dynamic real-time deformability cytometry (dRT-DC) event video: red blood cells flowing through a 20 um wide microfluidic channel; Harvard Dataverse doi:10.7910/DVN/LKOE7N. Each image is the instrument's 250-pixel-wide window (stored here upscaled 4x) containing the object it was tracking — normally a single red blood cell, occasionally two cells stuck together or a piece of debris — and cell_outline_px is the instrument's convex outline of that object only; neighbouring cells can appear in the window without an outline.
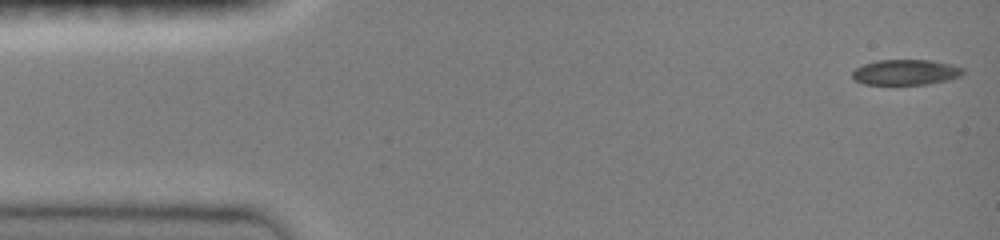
{"species": "common noctule bat (a hibernating species)", "species_latin": "Nyctalus noctula", "temperature_condition": "room temperature", "stored_images_in_passage": 46, "camera_frame_rate_fps": 3000, "um_per_image_px": 0.085, "animal": {"sex": "female", "body_mass_g": 19.0, "forearm_length_mm": 51.5}, "frame": {"image": 1, "passage_image": 1, "time_ms": 0.0, "image_size_px": [1000, 240], "cell_outline_px": [[964, 72], [960, 76], [948, 80], [928, 84], [864, 84], [852, 80], [852, 72], [856, 68], [864, 64], [876, 60], [928, 60], [952, 64], [964, 68]], "centroid_in_image_um": [76.97, 6.14], "position_along_channel_um": 8.0, "area_um2": 16.47}}
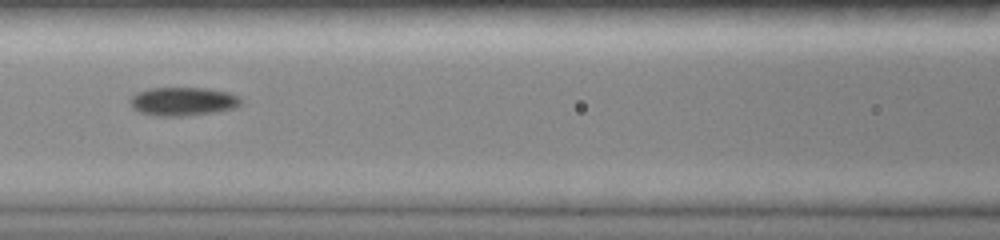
{"frame": {"image": 2, "passage_image": 20, "time_ms": 6.333, "image_size_px": [1000, 240], "cell_outline_px": [[244, 100], [236, 108], [188, 116], [156, 116], [140, 112], [132, 108], [128, 100], [136, 92], [148, 88], [204, 88], [228, 92], [240, 96]], "centroid_in_image_um": [15.54, 8.62], "position_along_channel_um": 151.1, "area_um2": 18.67}}
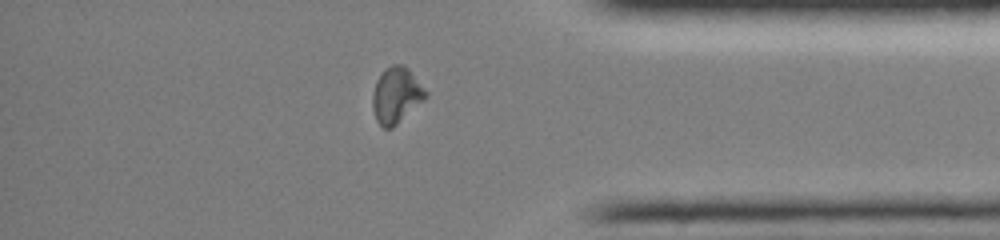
{"frame": {"image": 3, "passage_image": 39, "time_ms": 12.667, "image_size_px": [1000, 240], "cell_outline_px": [[428, 96], [424, 100], [392, 128], [384, 128], [376, 120], [372, 108], [372, 96], [376, 80], [384, 68], [392, 64], [404, 64], [408, 68], [428, 92]], "centroid_in_image_um": [33.68, 8.07], "position_along_channel_um": 401.5, "area_um2": 17.4}, "authors_computed_cell_mechanics": {"area_um2": 17.1666, "velocity_mm_per_s": 4.0845, "shape_relaxation_time_tau1_ms": null, "shape_relaxation_time_tau2_ms": 6.5868, "deformation_change_tau1": null, "deformation_change_tau2": 0.1047}}